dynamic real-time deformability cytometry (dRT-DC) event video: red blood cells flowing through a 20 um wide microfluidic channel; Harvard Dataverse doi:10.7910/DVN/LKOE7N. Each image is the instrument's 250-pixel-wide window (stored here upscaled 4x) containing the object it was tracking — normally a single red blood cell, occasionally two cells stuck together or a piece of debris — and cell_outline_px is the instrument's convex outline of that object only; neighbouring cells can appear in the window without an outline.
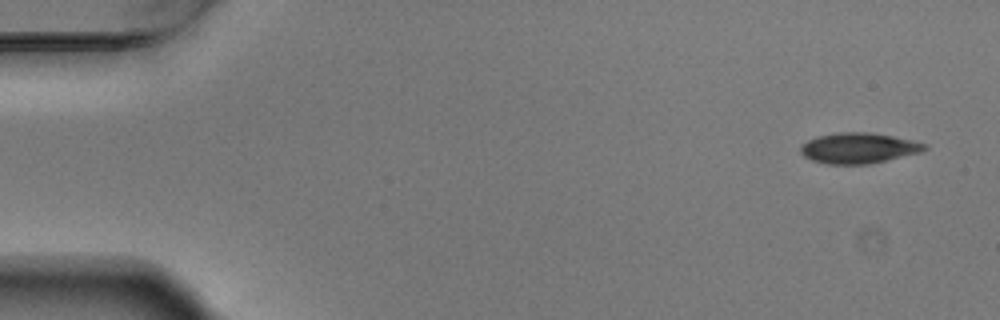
{"species": "Egyptian fruit bat (a non-hibernating species)", "species_latin": "Rousettus aegyptiacus", "temperature_condition": "warm", "stored_images_in_passage": 8, "camera_frame_rate_fps": 3000, "um_per_image_px": 0.085, "animal": {"sex": "male"}, "frame": {"image": 1, "passage_image": 1, "time_ms": 0.0, "image_size_px": [1000, 320], "cell_outline_px": [[928, 148], [920, 152], [868, 164], [828, 164], [812, 160], [804, 156], [800, 152], [800, 144], [816, 136], [836, 132], [868, 132], [892, 136], [912, 140], [928, 144]], "centroid_in_image_um": [72.94, 12.57], "position_along_channel_um": 12.1, "area_um2": 22.08}}
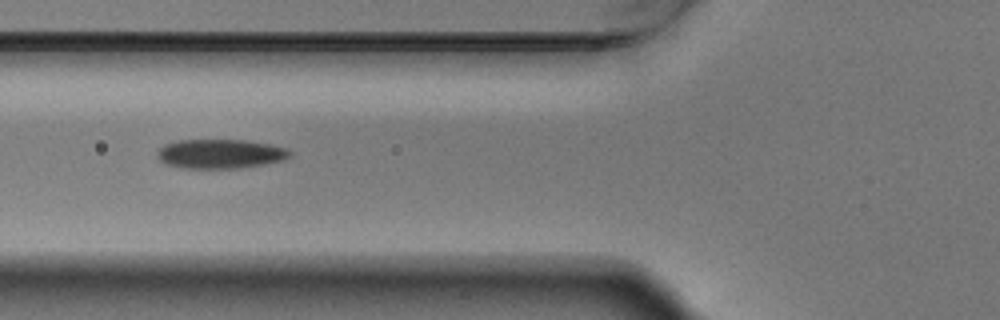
{"frame": {"image": 2, "passage_image": 6, "time_ms": 1.667, "image_size_px": [1000, 320], "cell_outline_px": [[292, 156], [284, 160], [264, 164], [240, 168], [184, 168], [164, 164], [156, 156], [156, 152], [164, 144], [180, 140], [244, 140], [268, 144], [284, 148], [292, 152]], "centroid_in_image_um": [18.7, 13.08], "position_along_channel_um": 107.1, "area_um2": 22.66}}
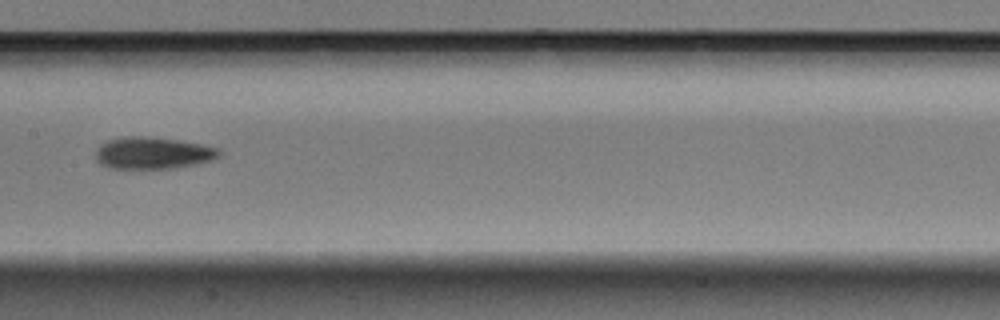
{"frame": {"image": 3, "passage_image": 8, "time_ms": 2.333, "image_size_px": [1000, 320], "cell_outline_px": [[220, 156], [212, 160], [196, 164], [176, 168], [108, 168], [100, 164], [96, 160], [96, 152], [100, 144], [108, 140], [132, 136], [140, 136], [176, 140], [200, 144], [216, 148], [220, 152]], "centroid_in_image_um": [12.97, 13.02], "position_along_channel_um": 194.4, "area_um2": 22.66}}